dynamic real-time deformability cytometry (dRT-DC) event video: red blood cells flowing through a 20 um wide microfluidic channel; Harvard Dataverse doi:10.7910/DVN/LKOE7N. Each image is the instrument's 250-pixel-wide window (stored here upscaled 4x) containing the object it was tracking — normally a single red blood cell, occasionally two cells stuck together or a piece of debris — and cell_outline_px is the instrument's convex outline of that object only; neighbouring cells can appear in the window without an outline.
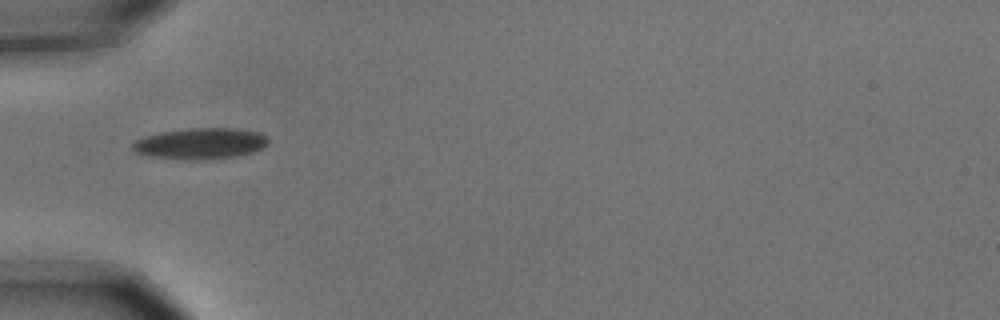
{"species": "common noctule bat (a hibernating species)", "species_latin": "Nyctalus noctula", "temperature_condition": "cold", "stored_images_in_passage": 6, "camera_frame_rate_fps": 3000, "um_per_image_px": 0.085, "animal": {"sex": "male", "body_mass_g": 15.6}, "frame": {"image": 1, "passage_image": 1, "time_ms": 0.0, "image_size_px": [1000, 320], "cell_outline_px": [[268, 144], [264, 148], [252, 152], [236, 156], [200, 160], [184, 160], [148, 156], [136, 152], [132, 148], [132, 144], [136, 140], [144, 136], [160, 132], [188, 128], [236, 128], [260, 132], [268, 140]], "centroid_in_image_um": [17.03, 12.2], "position_along_channel_um": 68.0, "area_um2": 24.74}}
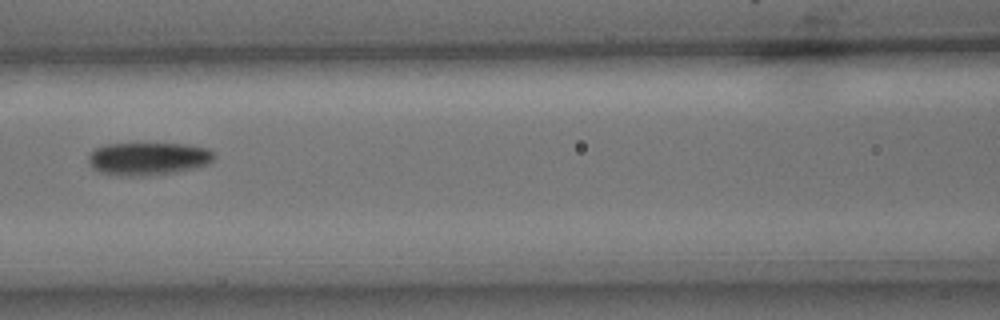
{"frame": {"image": 2, "passage_image": 3, "time_ms": 0.667, "image_size_px": [1000, 320], "cell_outline_px": [[216, 156], [208, 164], [192, 168], [172, 172], [144, 176], [116, 176], [100, 172], [92, 168], [88, 164], [88, 156], [96, 148], [104, 144], [184, 144], [208, 148]], "centroid_in_image_um": [12.55, 13.49], "position_along_channel_um": 154.1, "area_um2": 23.99}}
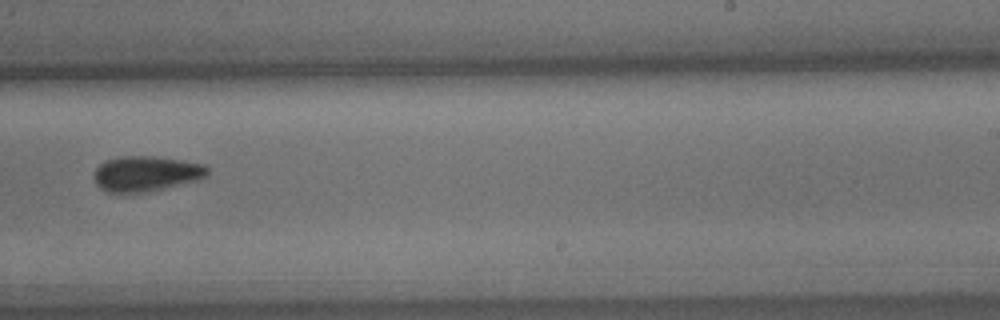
{"frame": {"image": 3, "passage_image": 6, "time_ms": 1.667, "image_size_px": [1000, 320], "cell_outline_px": [[208, 176], [200, 180], [148, 192], [108, 192], [100, 188], [96, 184], [92, 176], [96, 168], [104, 160], [124, 156], [148, 156], [180, 160], [208, 164]], "centroid_in_image_um": [12.44, 14.76], "position_along_channel_um": 276.6, "area_um2": 23.58}}